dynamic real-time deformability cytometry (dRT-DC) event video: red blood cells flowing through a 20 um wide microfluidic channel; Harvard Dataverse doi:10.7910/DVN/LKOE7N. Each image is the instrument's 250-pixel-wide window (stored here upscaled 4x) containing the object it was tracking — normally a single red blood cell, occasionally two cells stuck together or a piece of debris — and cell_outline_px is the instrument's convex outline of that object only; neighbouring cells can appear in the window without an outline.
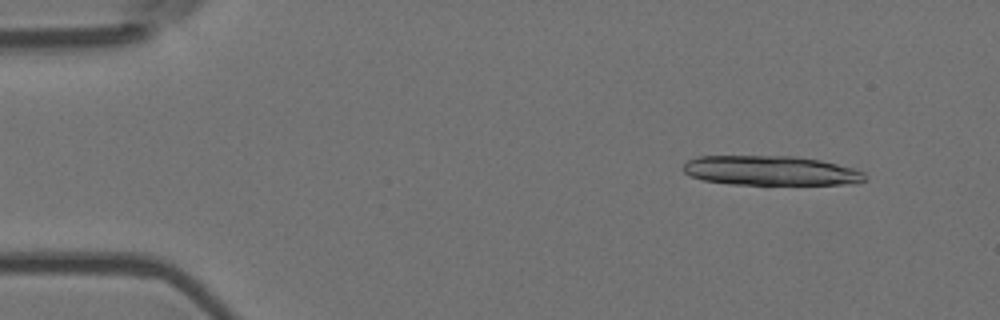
{"species": "Egyptian fruit bat (a non-hibernating species)", "species_latin": "Rousettus aegyptiacus", "temperature_condition": "room temperature", "stored_images_in_passage": 4, "camera_frame_rate_fps": 3000, "um_per_image_px": 0.085, "animal": {"sex": "female"}, "frame": {"image": 1, "passage_image": 2, "time_ms": 0.333, "image_size_px": [1000, 320], "cell_outline_px": [[868, 176], [864, 180], [856, 184], [732, 184], [704, 180], [692, 176], [684, 172], [680, 168], [688, 160], [700, 156], [796, 156], [820, 160], [852, 168], [864, 172]], "centroid_in_image_um": [65.51, 14.5], "position_along_channel_um": 19.5, "area_um2": 31.27}}